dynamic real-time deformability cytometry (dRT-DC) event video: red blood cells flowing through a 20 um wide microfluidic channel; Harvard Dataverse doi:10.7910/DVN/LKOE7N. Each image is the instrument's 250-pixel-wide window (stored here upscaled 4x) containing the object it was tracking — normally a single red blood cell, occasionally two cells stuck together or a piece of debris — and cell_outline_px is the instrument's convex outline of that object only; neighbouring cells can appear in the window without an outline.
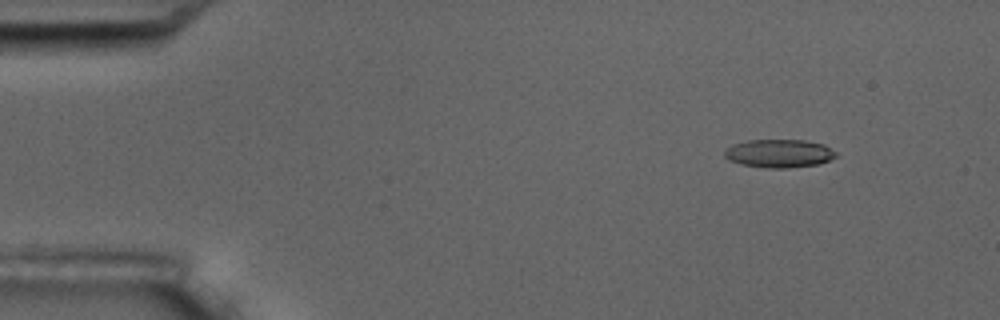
{"species": "common noctule bat (a hibernating species)", "species_latin": "Nyctalus noctula", "temperature_condition": "room temperature", "stored_images_in_passage": 5, "camera_frame_rate_fps": 3000, "um_per_image_px": 0.085, "animal": {"sex": "male", "body_mass_g": 17.5, "forearm_length_mm": 52.3}, "frame": {"image": 1, "passage_image": 2, "time_ms": 1.333, "image_size_px": [1000, 320], "cell_outline_px": [[836, 156], [828, 160], [816, 164], [788, 168], [768, 168], [740, 164], [728, 160], [724, 156], [724, 152], [732, 144], [748, 140], [804, 140], [824, 144], [836, 152]], "centroid_in_image_um": [66.19, 13.04], "position_along_channel_um": 18.8, "area_um2": 18.26}}
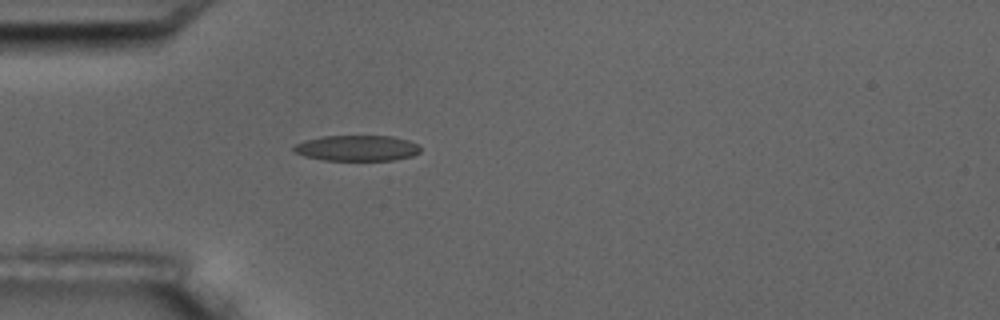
{"frame": {"image": 2, "passage_image": 5, "time_ms": 4.667, "image_size_px": [1000, 320], "cell_outline_px": [[420, 152], [412, 156], [392, 160], [324, 160], [304, 156], [296, 152], [292, 148], [296, 144], [304, 140], [324, 136], [392, 136], [408, 140], [416, 144], [420, 148]], "centroid_in_image_um": [30.34, 12.59], "position_along_channel_um": 54.7, "area_um2": 18.84}}